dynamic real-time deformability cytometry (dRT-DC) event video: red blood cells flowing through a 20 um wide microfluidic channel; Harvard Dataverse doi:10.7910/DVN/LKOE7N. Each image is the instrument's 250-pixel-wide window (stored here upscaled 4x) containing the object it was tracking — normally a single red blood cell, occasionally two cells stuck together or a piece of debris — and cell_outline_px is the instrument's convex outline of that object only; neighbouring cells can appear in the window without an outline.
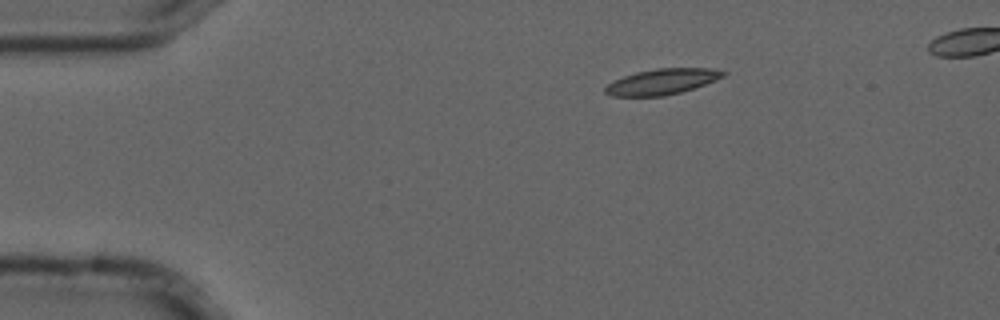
{"species": "common noctule bat (a hibernating species)", "species_latin": "Nyctalus noctula", "temperature_condition": "cold", "stored_images_in_passage": 4, "camera_frame_rate_fps": 3000, "um_per_image_px": 0.085, "animal": {"sex": "male", "forearm_length_mm": 52.5}, "frame": {"image": 1, "passage_image": 1, "time_ms": 0.0, "image_size_px": [1000, 320], "cell_outline_px": [[728, 72], [724, 76], [716, 80], [680, 92], [664, 96], [612, 96], [604, 92], [604, 88], [608, 84], [624, 76], [636, 72], [656, 68], [712, 68]], "centroid_in_image_um": [56.28, 6.93], "position_along_channel_um": 28.7, "area_um2": 17.51}}
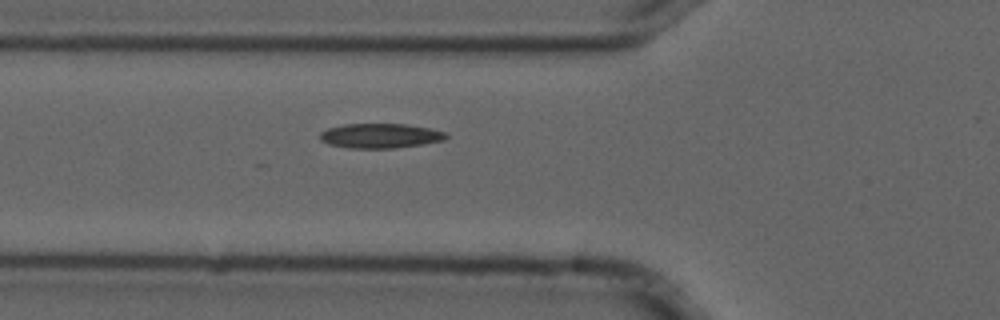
{"frame": {"image": 2, "passage_image": 4, "time_ms": 1.0, "image_size_px": [1000, 320], "cell_outline_px": [[448, 136], [444, 140], [424, 144], [392, 148], [348, 148], [328, 144], [320, 140], [320, 132], [328, 128], [344, 124], [404, 124], [428, 128], [444, 132]], "centroid_in_image_um": [32.29, 11.54], "position_along_channel_um": 93.5, "area_um2": 18.03}}